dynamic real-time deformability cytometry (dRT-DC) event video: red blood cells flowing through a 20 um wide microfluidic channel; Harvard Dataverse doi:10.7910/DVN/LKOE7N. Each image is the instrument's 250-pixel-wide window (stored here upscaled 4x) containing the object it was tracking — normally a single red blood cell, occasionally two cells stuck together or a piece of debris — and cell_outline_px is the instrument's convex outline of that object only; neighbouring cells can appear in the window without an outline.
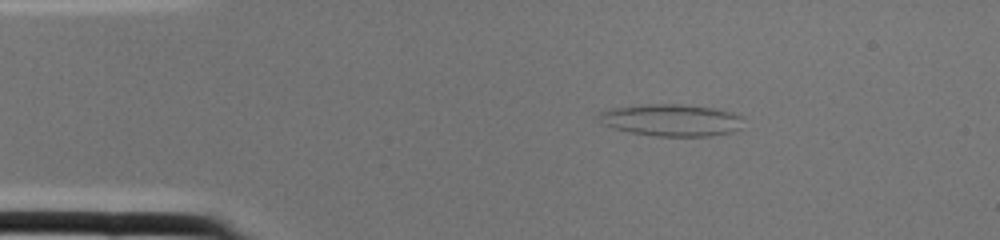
{"species": "common noctule bat (a hibernating species)", "species_latin": "Nyctalus noctula", "temperature_condition": "cold", "stored_images_in_passage": 1, "camera_frame_rate_fps": 3000, "um_per_image_px": 0.085, "animal": {"sex": "female", "body_mass_g": 22.0, "forearm_length_mm": 56.7}, "frame": {"image": 1, "passage_image": 1, "time_ms": 0.0, "image_size_px": [1000, 240], "cell_outline_px": [[744, 116], [740, 128], [732, 132], [712, 136], [656, 136], [632, 132], [616, 128], [604, 124], [596, 116], [600, 112], [612, 108], [648, 104], [680, 104], [712, 108]], "centroid_in_image_um": [57.09, 10.21], "position_along_channel_um": 27.9, "area_um2": 26.7}}